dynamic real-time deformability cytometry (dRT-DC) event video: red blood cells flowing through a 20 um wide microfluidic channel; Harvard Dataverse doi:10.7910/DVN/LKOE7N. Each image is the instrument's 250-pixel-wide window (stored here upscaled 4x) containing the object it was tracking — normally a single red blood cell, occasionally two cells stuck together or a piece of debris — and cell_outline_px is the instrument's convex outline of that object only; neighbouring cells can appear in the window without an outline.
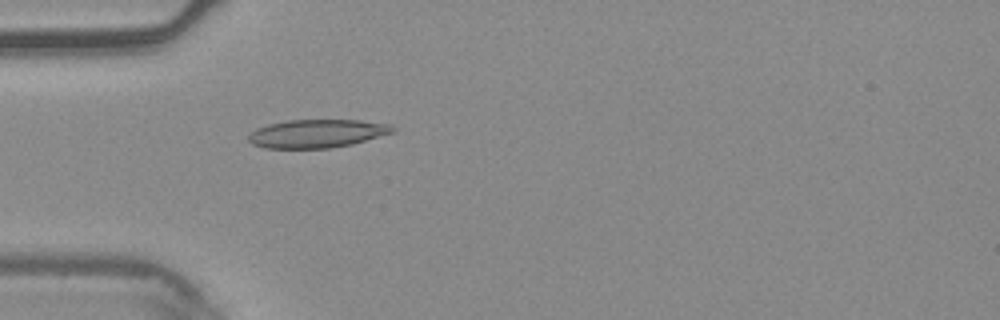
{"species": "common noctule bat (a hibernating species)", "species_latin": "Nyctalus noctula", "temperature_condition": "warm", "stored_images_in_passage": 3, "camera_frame_rate_fps": 3000, "um_per_image_px": 0.085, "animal": {"sex": "male", "body_mass_g": 20.4}, "frame": {"image": 1, "passage_image": 3, "time_ms": 0.667, "image_size_px": [1000, 320], "cell_outline_px": [[396, 132], [352, 144], [332, 148], [264, 148], [252, 144], [248, 140], [248, 136], [256, 128], [268, 124], [288, 120], [360, 120], [392, 124], [396, 128]], "centroid_in_image_um": [26.99, 11.35], "position_along_channel_um": 58.0, "area_um2": 23.99}}